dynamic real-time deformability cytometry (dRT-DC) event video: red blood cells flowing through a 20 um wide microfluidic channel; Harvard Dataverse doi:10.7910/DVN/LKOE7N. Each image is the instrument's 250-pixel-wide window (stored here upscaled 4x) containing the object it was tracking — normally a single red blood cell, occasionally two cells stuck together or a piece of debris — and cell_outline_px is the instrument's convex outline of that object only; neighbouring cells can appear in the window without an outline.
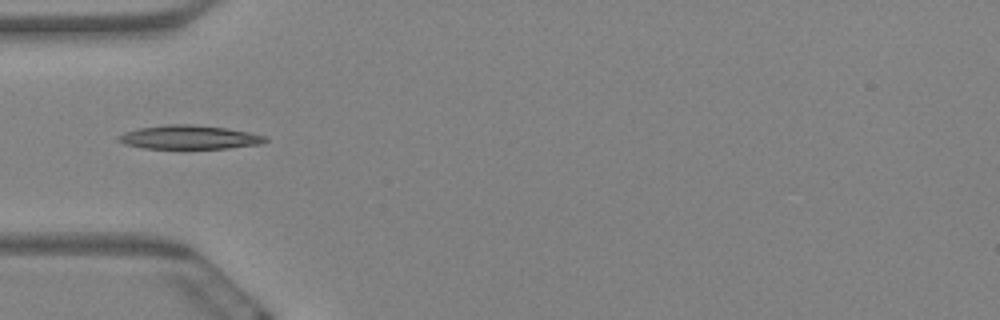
{"species": "Egyptian fruit bat (a non-hibernating species)", "species_latin": "Rousettus aegyptiacus", "temperature_condition": "warm", "stored_images_in_passage": 10, "camera_frame_rate_fps": 3000, "um_per_image_px": 0.085, "animal": {"sex": "female"}, "frame": {"image": 1, "passage_image": 5, "time_ms": 1.333, "image_size_px": [1000, 320], "cell_outline_px": [[268, 140], [260, 144], [228, 148], [144, 148], [124, 144], [116, 140], [116, 136], [124, 132], [140, 128], [164, 124], [192, 124], [228, 128], [268, 136]], "centroid_in_image_um": [16.07, 11.66], "position_along_channel_um": 68.9, "area_um2": 20.46}}
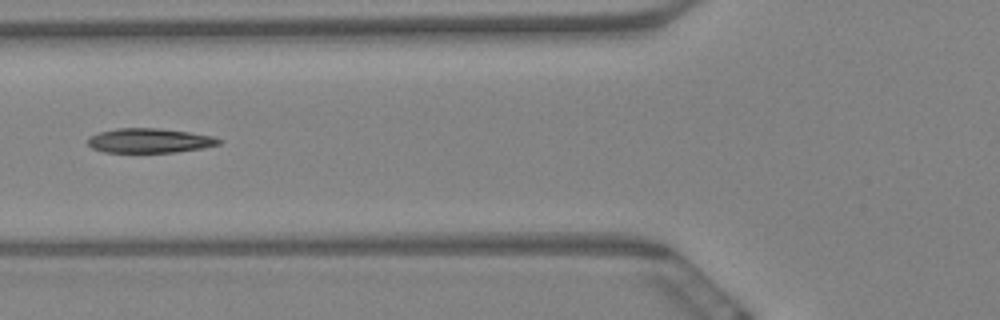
{"frame": {"image": 2, "passage_image": 6, "time_ms": 1.667, "image_size_px": [1000, 320], "cell_outline_px": [[224, 140], [220, 144], [200, 148], [176, 152], [104, 152], [92, 148], [88, 144], [88, 136], [100, 132], [116, 128], [160, 128], [188, 132], [212, 136]], "centroid_in_image_um": [12.7, 11.94], "position_along_channel_um": 113.1, "area_um2": 18.67}}
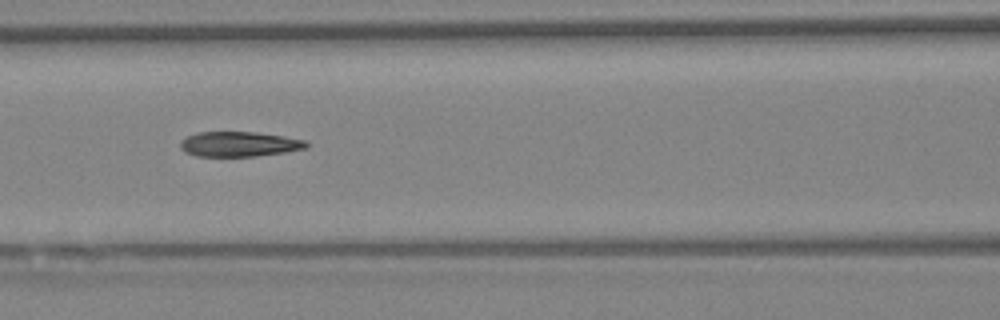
{"frame": {"image": 3, "passage_image": 7, "time_ms": 2.0, "image_size_px": [1000, 320], "cell_outline_px": [[308, 148], [284, 152], [256, 156], [196, 156], [184, 152], [180, 148], [180, 140], [188, 136], [200, 132], [256, 132], [284, 136], [304, 140], [308, 144]], "centroid_in_image_um": [20.31, 12.25], "position_along_channel_um": 146.3, "area_um2": 18.32}}